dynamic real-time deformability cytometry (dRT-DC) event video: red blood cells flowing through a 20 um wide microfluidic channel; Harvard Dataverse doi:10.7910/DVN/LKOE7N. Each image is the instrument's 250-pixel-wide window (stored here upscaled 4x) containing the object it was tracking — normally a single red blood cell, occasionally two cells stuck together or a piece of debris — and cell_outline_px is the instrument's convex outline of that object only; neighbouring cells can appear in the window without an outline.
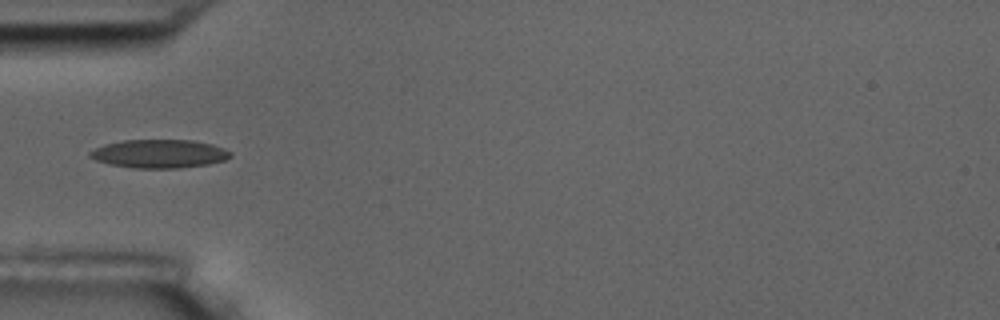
{"species": "common noctule bat (a hibernating species)", "species_latin": "Nyctalus noctula", "temperature_condition": "room temperature", "stored_images_in_passage": 10, "camera_frame_rate_fps": 3000, "um_per_image_px": 0.085, "animal": {"sex": "male", "body_mass_g": 17.5, "forearm_length_mm": 52.3}, "frame": {"image": 1, "passage_image": 5, "time_ms": 4.667, "image_size_px": [1000, 320], "cell_outline_px": [[232, 156], [224, 160], [208, 164], [180, 168], [132, 168], [108, 164], [96, 160], [88, 156], [88, 152], [104, 144], [124, 140], [192, 140], [212, 144], [224, 148], [232, 152]], "centroid_in_image_um": [13.54, 13.07], "position_along_channel_um": 71.5, "area_um2": 23.41}}
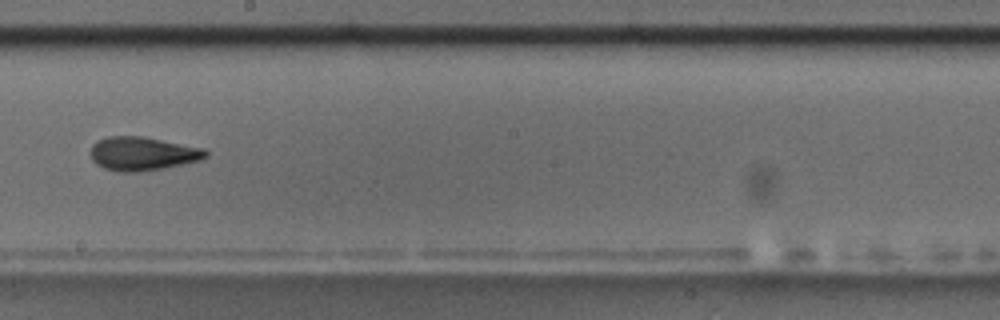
{"frame": {"image": 2, "passage_image": 9, "time_ms": 9.333, "image_size_px": [1000, 320], "cell_outline_px": [[208, 156], [200, 160], [164, 168], [140, 172], [120, 172], [104, 168], [96, 164], [92, 160], [88, 152], [92, 144], [96, 140], [108, 136], [140, 136], [204, 148], [208, 152]], "centroid_in_image_um": [12.06, 13.06], "position_along_channel_um": 236.1, "area_um2": 22.77}}
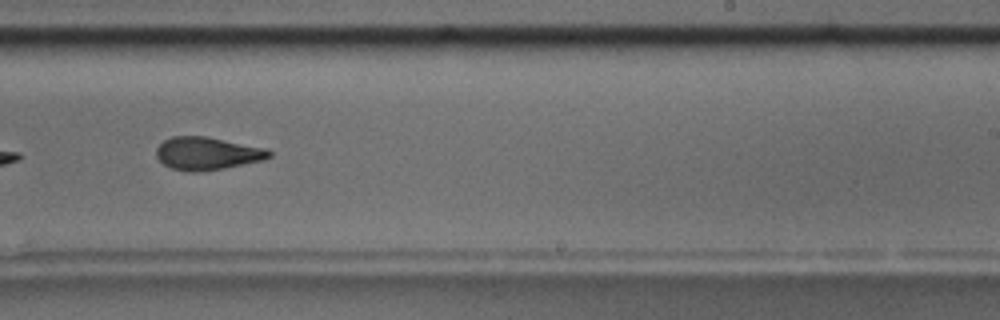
{"frame": {"image": 3, "passage_image": 10, "time_ms": 10.333, "image_size_px": [1000, 320], "cell_outline_px": [[272, 156], [264, 160], [224, 168], [196, 172], [188, 172], [172, 168], [164, 164], [156, 156], [156, 148], [164, 140], [172, 136], [208, 136], [268, 148], [272, 152]], "centroid_in_image_um": [17.65, 13.03], "position_along_channel_um": 271.4, "area_um2": 21.79}}